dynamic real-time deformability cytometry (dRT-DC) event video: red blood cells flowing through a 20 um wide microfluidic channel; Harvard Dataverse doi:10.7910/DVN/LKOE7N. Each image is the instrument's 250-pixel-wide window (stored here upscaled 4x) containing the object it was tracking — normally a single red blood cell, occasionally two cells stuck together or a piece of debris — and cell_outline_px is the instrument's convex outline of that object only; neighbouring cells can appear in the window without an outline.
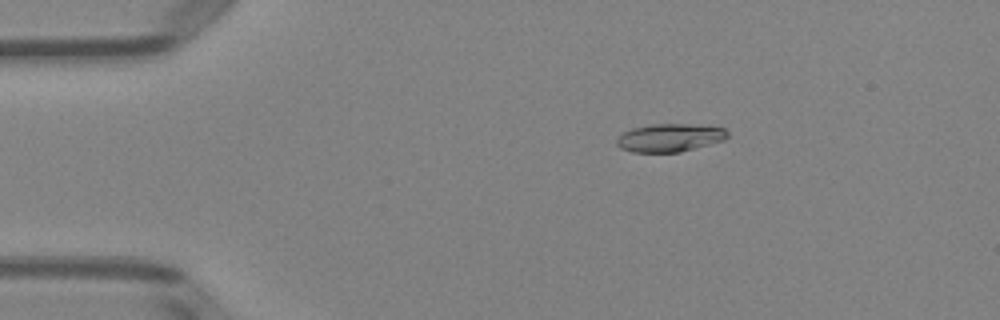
{"species": "Egyptian fruit bat (a non-hibernating species)", "species_latin": "Rousettus aegyptiacus", "temperature_condition": "room temperature", "stored_images_in_passage": 49, "camera_frame_rate_fps": 3000, "um_per_image_px": 0.085, "animal": {"sex": "female"}, "frame": {"image": 1, "passage_image": 9, "time_ms": 2.667, "image_size_px": [1000, 320], "cell_outline_px": [[728, 136], [724, 140], [680, 152], [632, 152], [620, 148], [616, 144], [616, 140], [624, 132], [632, 128], [652, 124], [692, 124], [724, 128], [728, 132]], "centroid_in_image_um": [56.92, 11.7], "position_along_channel_um": 28.1, "area_um2": 18.03}}
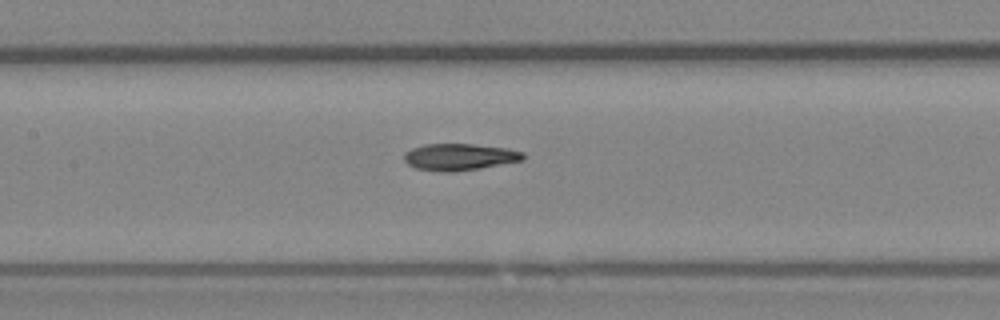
{"frame": {"image": 2, "passage_image": 24, "time_ms": 7.667, "image_size_px": [1000, 320], "cell_outline_px": [[524, 160], [480, 168], [452, 172], [440, 172], [416, 168], [408, 164], [404, 160], [404, 152], [412, 148], [424, 144], [472, 144], [508, 148], [524, 152]], "centroid_in_image_um": [39.05, 13.34], "position_along_channel_um": 168.3, "area_um2": 18.61}}
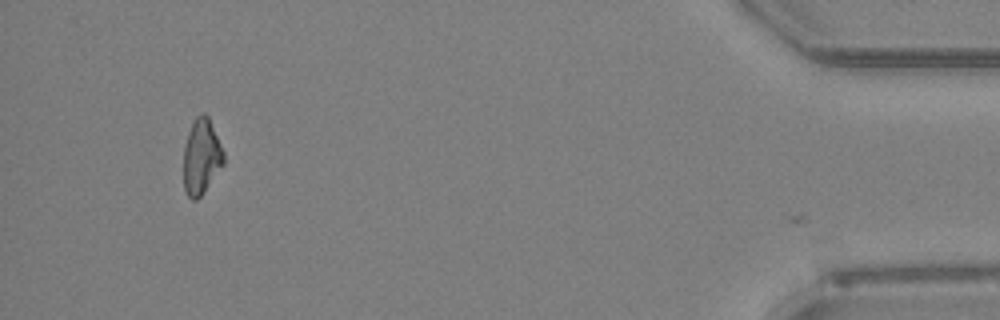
{"frame": {"image": 3, "passage_image": 48, "time_ms": 15.667, "image_size_px": [1000, 320], "cell_outline_px": [[224, 164], [204, 192], [196, 200], [192, 200], [188, 196], [184, 188], [184, 148], [188, 132], [196, 116], [204, 112], [208, 116], [224, 152]], "centroid_in_image_um": [17.12, 13.33], "position_along_channel_um": 418.1, "area_um2": 17.51}, "authors_computed_cell_mechanics": {"area_um2": 18.4382, "velocity_mm_per_s": 4.0184, "shape_relaxation_time_tau1_ms": 6.0987, "shape_relaxation_time_tau2_ms": 3.9222, "deformation_change_tau1": 0.1701, "deformation_change_tau2": 0.1019}}